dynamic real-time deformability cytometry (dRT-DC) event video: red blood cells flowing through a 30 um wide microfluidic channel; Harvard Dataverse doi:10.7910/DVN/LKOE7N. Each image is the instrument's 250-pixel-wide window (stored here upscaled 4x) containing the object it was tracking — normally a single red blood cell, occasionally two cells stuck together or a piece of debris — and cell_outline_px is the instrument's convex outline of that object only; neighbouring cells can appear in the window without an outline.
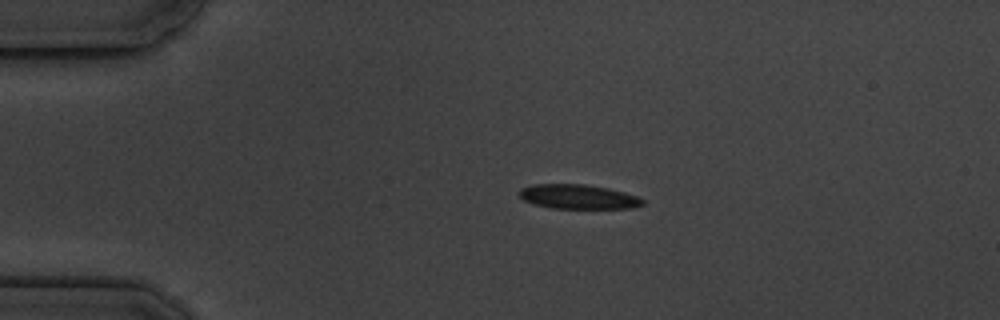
{"species": "common noctule bat (a hibernating species)", "species_latin": "Nyctalus noctula", "temperature_condition": "cold", "stored_images_in_passage": 2, "camera_frame_rate_fps": 3000, "um_per_image_px": 0.085, "animal": {"sex": "male", "body_mass_g": 19.5, "forearm_length_mm": 54.6}, "frame": {"image": 1, "passage_image": 1, "time_ms": 0.0, "image_size_px": [1000, 320], "cell_outline_px": [[644, 204], [632, 208], [552, 208], [536, 204], [524, 200], [520, 196], [520, 188], [532, 184], [584, 184], [608, 188], [624, 192], [636, 196], [644, 200]], "centroid_in_image_um": [49.15, 16.71], "position_along_channel_um": 35.8, "area_um2": 17.4}}